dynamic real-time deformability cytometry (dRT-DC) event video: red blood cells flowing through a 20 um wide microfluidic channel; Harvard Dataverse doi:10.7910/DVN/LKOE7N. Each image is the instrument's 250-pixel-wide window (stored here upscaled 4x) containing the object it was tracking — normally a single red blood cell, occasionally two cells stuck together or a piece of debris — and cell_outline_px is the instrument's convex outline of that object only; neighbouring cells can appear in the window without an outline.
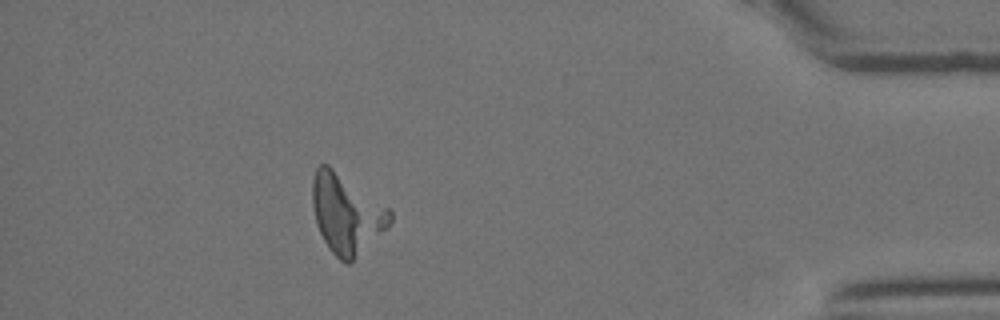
{"species": "Egyptian fruit bat (a non-hibernating species)", "species_latin": "Rousettus aegyptiacus", "temperature_condition": "room temperature", "stored_images_in_passage": 23, "camera_frame_rate_fps": 3000, "um_per_image_px": 0.085, "animal": {"sex": "female"}, "frame": {"image": 1, "passage_image": 20, "time_ms": 6.333, "image_size_px": [1000, 320], "cell_outline_px": [[392, 220], [388, 228], [348, 264], [344, 264], [328, 248], [316, 224], [312, 204], [312, 180], [316, 168], [320, 164], [328, 164], [388, 208], [392, 212]], "centroid_in_image_um": [29.43, 18.18], "position_along_channel_um": 405.8, "area_um2": 35.43}}